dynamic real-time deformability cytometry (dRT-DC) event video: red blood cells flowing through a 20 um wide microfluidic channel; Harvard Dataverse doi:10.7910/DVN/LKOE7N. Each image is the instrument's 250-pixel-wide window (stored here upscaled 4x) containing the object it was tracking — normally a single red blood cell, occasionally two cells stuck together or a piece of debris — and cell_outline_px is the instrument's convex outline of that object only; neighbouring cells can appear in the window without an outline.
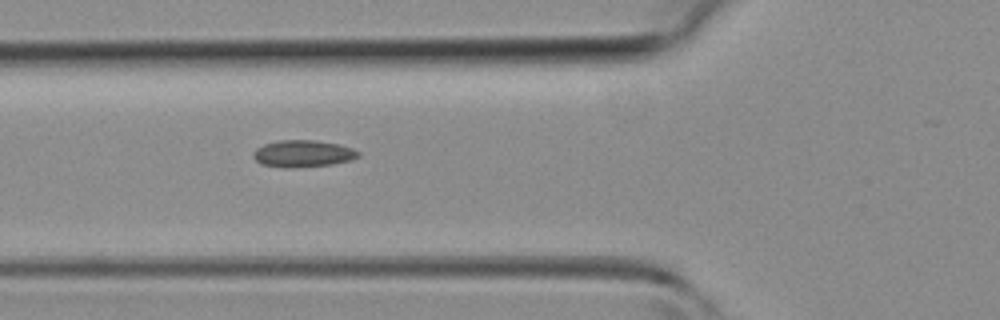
{"species": "common noctule bat (a hibernating species)", "species_latin": "Nyctalus noctula", "temperature_condition": "room temperature", "stored_images_in_passage": 27, "camera_frame_rate_fps": 3000, "um_per_image_px": 0.085, "animal": {"sex": "female", "body_mass_g": 19.3, "forearm_length_mm": 54.1}, "frame": {"image": 1, "passage_image": 4, "time_ms": 1.0, "image_size_px": [1000, 320], "cell_outline_px": [[360, 156], [352, 160], [332, 164], [288, 168], [260, 164], [252, 156], [252, 152], [256, 148], [264, 144], [276, 140], [316, 140], [336, 144], [352, 148], [360, 152]], "centroid_in_image_um": [25.73, 13.05], "position_along_channel_um": 100.1, "area_um2": 16.53}}
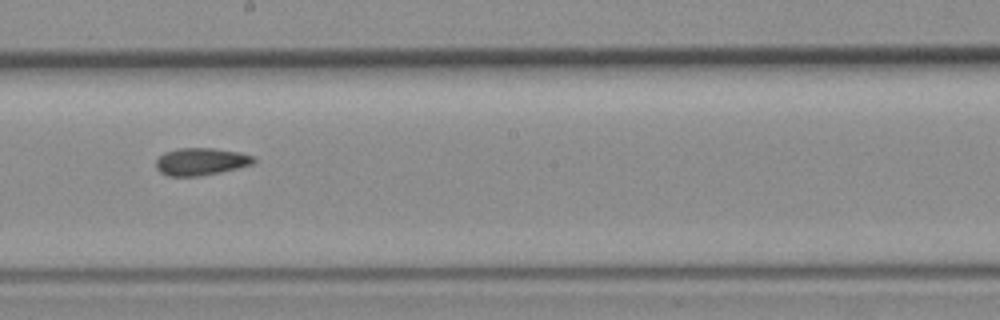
{"frame": {"image": 2, "passage_image": 12, "time_ms": 3.667, "image_size_px": [1000, 320], "cell_outline_px": [[256, 160], [252, 164], [220, 172], [196, 176], [168, 176], [160, 172], [156, 168], [156, 160], [164, 152], [180, 148], [212, 148], [240, 152], [252, 156]], "centroid_in_image_um": [17.05, 13.73], "position_along_channel_um": 231.2, "area_um2": 15.43}}
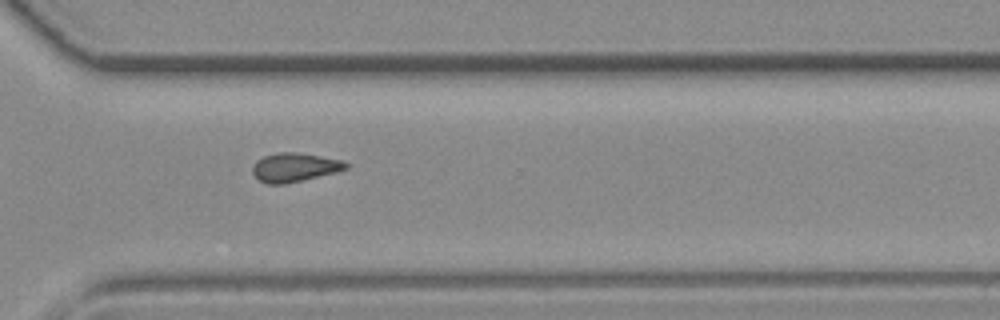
{"frame": {"image": 3, "passage_image": 19, "time_ms": 6.0, "image_size_px": [1000, 320], "cell_outline_px": [[348, 168], [336, 172], [284, 184], [268, 184], [260, 180], [252, 172], [252, 168], [256, 160], [264, 156], [280, 152], [296, 152], [320, 156], [340, 160], [348, 164]], "centroid_in_image_um": [25.02, 14.22], "position_along_channel_um": 345.6, "area_um2": 15.43}}